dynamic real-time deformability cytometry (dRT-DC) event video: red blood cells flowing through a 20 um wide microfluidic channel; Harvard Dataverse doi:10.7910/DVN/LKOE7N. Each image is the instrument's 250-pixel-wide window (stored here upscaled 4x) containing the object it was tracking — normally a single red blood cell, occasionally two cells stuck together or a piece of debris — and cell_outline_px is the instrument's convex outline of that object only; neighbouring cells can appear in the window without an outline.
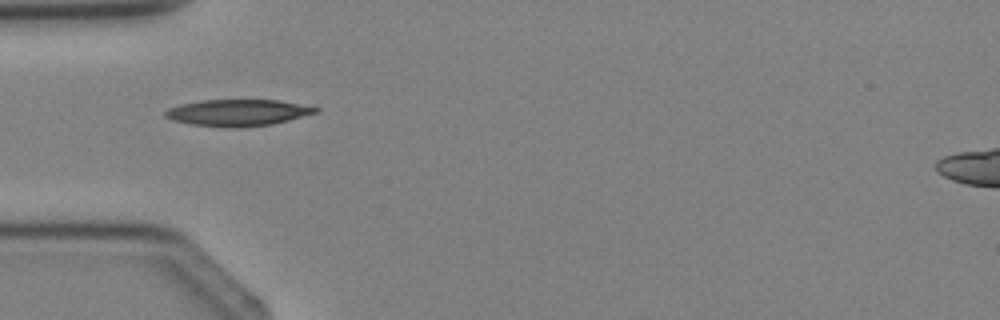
{"species": "Egyptian fruit bat (a non-hibernating species)", "species_latin": "Rousettus aegyptiacus", "temperature_condition": "cold", "stored_images_in_passage": 2, "camera_frame_rate_fps": 3000, "um_per_image_px": 0.085, "animal": {"sex": "female"}, "frame": {"image": 1, "passage_image": 1, "time_ms": 0.0, "image_size_px": [1000, 320], "cell_outline_px": [[320, 112], [272, 124], [236, 128], [228, 128], [192, 124], [172, 120], [164, 116], [164, 112], [168, 108], [180, 104], [204, 100], [280, 100], [320, 108]], "centroid_in_image_um": [20.22, 9.58], "position_along_channel_um": 64.8, "area_um2": 23.29}}
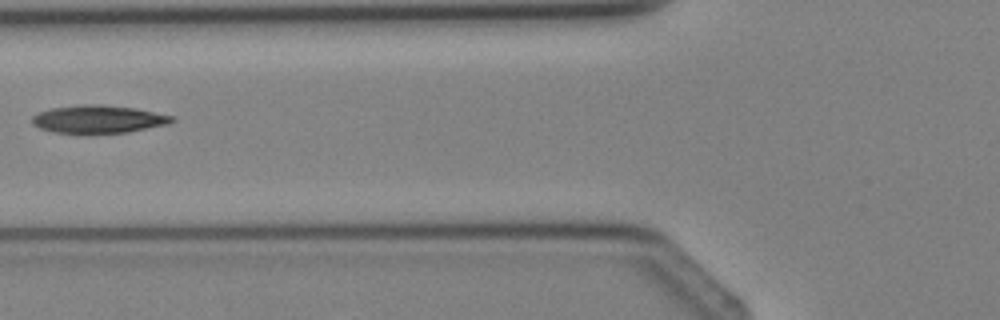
{"frame": {"image": 2, "passage_image": 2, "time_ms": 1.0, "image_size_px": [1000, 320], "cell_outline_px": [[176, 120], [168, 124], [128, 132], [52, 132], [40, 128], [32, 124], [32, 116], [40, 112], [52, 108], [84, 104], [100, 104], [136, 108], [172, 116]], "centroid_in_image_um": [8.37, 10.11], "position_along_channel_um": 117.4, "area_um2": 22.31}}